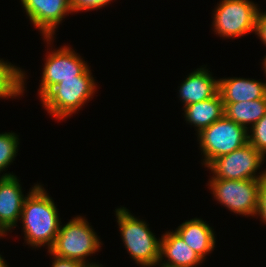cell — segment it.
I'll use <instances>...</instances> for the list:
<instances>
[{
  "instance_id": "obj_1",
  "label": "cell",
  "mask_w": 266,
  "mask_h": 267,
  "mask_svg": "<svg viewBox=\"0 0 266 267\" xmlns=\"http://www.w3.org/2000/svg\"><path fill=\"white\" fill-rule=\"evenodd\" d=\"M56 207L53 199L39 183L29 190L20 218L27 245L32 248L47 245L48 250L52 247L61 224Z\"/></svg>"
},
{
  "instance_id": "obj_2",
  "label": "cell",
  "mask_w": 266,
  "mask_h": 267,
  "mask_svg": "<svg viewBox=\"0 0 266 267\" xmlns=\"http://www.w3.org/2000/svg\"><path fill=\"white\" fill-rule=\"evenodd\" d=\"M102 243L85 217L76 216L65 225H60L54 244L48 250L57 257L71 259L87 267H103L86 258L98 252Z\"/></svg>"
},
{
  "instance_id": "obj_3",
  "label": "cell",
  "mask_w": 266,
  "mask_h": 267,
  "mask_svg": "<svg viewBox=\"0 0 266 267\" xmlns=\"http://www.w3.org/2000/svg\"><path fill=\"white\" fill-rule=\"evenodd\" d=\"M90 67L80 76L64 79L52 87L40 100L55 119L63 120L76 114L95 94L97 88Z\"/></svg>"
},
{
  "instance_id": "obj_4",
  "label": "cell",
  "mask_w": 266,
  "mask_h": 267,
  "mask_svg": "<svg viewBox=\"0 0 266 267\" xmlns=\"http://www.w3.org/2000/svg\"><path fill=\"white\" fill-rule=\"evenodd\" d=\"M115 210L120 236L135 263L141 267L158 265L161 238L157 239L145 220L134 217L126 207Z\"/></svg>"
},
{
  "instance_id": "obj_5",
  "label": "cell",
  "mask_w": 266,
  "mask_h": 267,
  "mask_svg": "<svg viewBox=\"0 0 266 267\" xmlns=\"http://www.w3.org/2000/svg\"><path fill=\"white\" fill-rule=\"evenodd\" d=\"M207 167L214 159L227 155L248 143V129L223 116L197 134Z\"/></svg>"
},
{
  "instance_id": "obj_6",
  "label": "cell",
  "mask_w": 266,
  "mask_h": 267,
  "mask_svg": "<svg viewBox=\"0 0 266 267\" xmlns=\"http://www.w3.org/2000/svg\"><path fill=\"white\" fill-rule=\"evenodd\" d=\"M259 9L250 0H220L213 12V31L228 39L254 33Z\"/></svg>"
},
{
  "instance_id": "obj_7",
  "label": "cell",
  "mask_w": 266,
  "mask_h": 267,
  "mask_svg": "<svg viewBox=\"0 0 266 267\" xmlns=\"http://www.w3.org/2000/svg\"><path fill=\"white\" fill-rule=\"evenodd\" d=\"M214 198L235 214L254 217L260 179L227 180L211 178L208 182Z\"/></svg>"
},
{
  "instance_id": "obj_8",
  "label": "cell",
  "mask_w": 266,
  "mask_h": 267,
  "mask_svg": "<svg viewBox=\"0 0 266 267\" xmlns=\"http://www.w3.org/2000/svg\"><path fill=\"white\" fill-rule=\"evenodd\" d=\"M264 160L265 156L247 143L227 155L217 157L207 168L213 173L211 178L227 180L261 179L266 175V170L259 172V175L257 170L262 167Z\"/></svg>"
},
{
  "instance_id": "obj_9",
  "label": "cell",
  "mask_w": 266,
  "mask_h": 267,
  "mask_svg": "<svg viewBox=\"0 0 266 267\" xmlns=\"http://www.w3.org/2000/svg\"><path fill=\"white\" fill-rule=\"evenodd\" d=\"M47 53L38 89L40 98L64 79L80 76L89 68L87 62L71 47L62 46Z\"/></svg>"
},
{
  "instance_id": "obj_10",
  "label": "cell",
  "mask_w": 266,
  "mask_h": 267,
  "mask_svg": "<svg viewBox=\"0 0 266 267\" xmlns=\"http://www.w3.org/2000/svg\"><path fill=\"white\" fill-rule=\"evenodd\" d=\"M31 23L49 45L57 26L66 15L72 13L70 0H20Z\"/></svg>"
},
{
  "instance_id": "obj_11",
  "label": "cell",
  "mask_w": 266,
  "mask_h": 267,
  "mask_svg": "<svg viewBox=\"0 0 266 267\" xmlns=\"http://www.w3.org/2000/svg\"><path fill=\"white\" fill-rule=\"evenodd\" d=\"M20 180L13 173L0 177V233L7 234L20 221L24 196Z\"/></svg>"
},
{
  "instance_id": "obj_12",
  "label": "cell",
  "mask_w": 266,
  "mask_h": 267,
  "mask_svg": "<svg viewBox=\"0 0 266 267\" xmlns=\"http://www.w3.org/2000/svg\"><path fill=\"white\" fill-rule=\"evenodd\" d=\"M203 261L175 231H167L161 236L160 267H197Z\"/></svg>"
},
{
  "instance_id": "obj_13",
  "label": "cell",
  "mask_w": 266,
  "mask_h": 267,
  "mask_svg": "<svg viewBox=\"0 0 266 267\" xmlns=\"http://www.w3.org/2000/svg\"><path fill=\"white\" fill-rule=\"evenodd\" d=\"M179 87V97L185 107L214 97L219 90V79H214L210 70L201 66L188 74Z\"/></svg>"
},
{
  "instance_id": "obj_14",
  "label": "cell",
  "mask_w": 266,
  "mask_h": 267,
  "mask_svg": "<svg viewBox=\"0 0 266 267\" xmlns=\"http://www.w3.org/2000/svg\"><path fill=\"white\" fill-rule=\"evenodd\" d=\"M175 232L203 260L214 250L216 243L214 229L201 218L186 220L175 229Z\"/></svg>"
},
{
  "instance_id": "obj_15",
  "label": "cell",
  "mask_w": 266,
  "mask_h": 267,
  "mask_svg": "<svg viewBox=\"0 0 266 267\" xmlns=\"http://www.w3.org/2000/svg\"><path fill=\"white\" fill-rule=\"evenodd\" d=\"M219 94L223 103H236L266 98V82L247 78L219 79Z\"/></svg>"
},
{
  "instance_id": "obj_16",
  "label": "cell",
  "mask_w": 266,
  "mask_h": 267,
  "mask_svg": "<svg viewBox=\"0 0 266 267\" xmlns=\"http://www.w3.org/2000/svg\"><path fill=\"white\" fill-rule=\"evenodd\" d=\"M183 109L186 122L197 128V134L224 116V103L219 92L208 100L189 104Z\"/></svg>"
},
{
  "instance_id": "obj_17",
  "label": "cell",
  "mask_w": 266,
  "mask_h": 267,
  "mask_svg": "<svg viewBox=\"0 0 266 267\" xmlns=\"http://www.w3.org/2000/svg\"><path fill=\"white\" fill-rule=\"evenodd\" d=\"M265 114L266 98L224 103V116L246 129L251 128Z\"/></svg>"
},
{
  "instance_id": "obj_18",
  "label": "cell",
  "mask_w": 266,
  "mask_h": 267,
  "mask_svg": "<svg viewBox=\"0 0 266 267\" xmlns=\"http://www.w3.org/2000/svg\"><path fill=\"white\" fill-rule=\"evenodd\" d=\"M25 75L20 67L0 59V98L9 99L24 95Z\"/></svg>"
},
{
  "instance_id": "obj_19",
  "label": "cell",
  "mask_w": 266,
  "mask_h": 267,
  "mask_svg": "<svg viewBox=\"0 0 266 267\" xmlns=\"http://www.w3.org/2000/svg\"><path fill=\"white\" fill-rule=\"evenodd\" d=\"M19 143V138L16 133H0V173L5 171L15 160Z\"/></svg>"
},
{
  "instance_id": "obj_20",
  "label": "cell",
  "mask_w": 266,
  "mask_h": 267,
  "mask_svg": "<svg viewBox=\"0 0 266 267\" xmlns=\"http://www.w3.org/2000/svg\"><path fill=\"white\" fill-rule=\"evenodd\" d=\"M248 143L266 156V114L248 129Z\"/></svg>"
},
{
  "instance_id": "obj_21",
  "label": "cell",
  "mask_w": 266,
  "mask_h": 267,
  "mask_svg": "<svg viewBox=\"0 0 266 267\" xmlns=\"http://www.w3.org/2000/svg\"><path fill=\"white\" fill-rule=\"evenodd\" d=\"M112 0H70L72 12L91 11L107 6Z\"/></svg>"
},
{
  "instance_id": "obj_22",
  "label": "cell",
  "mask_w": 266,
  "mask_h": 267,
  "mask_svg": "<svg viewBox=\"0 0 266 267\" xmlns=\"http://www.w3.org/2000/svg\"><path fill=\"white\" fill-rule=\"evenodd\" d=\"M254 216H260L261 221L266 224V175L260 179L258 204Z\"/></svg>"
},
{
  "instance_id": "obj_23",
  "label": "cell",
  "mask_w": 266,
  "mask_h": 267,
  "mask_svg": "<svg viewBox=\"0 0 266 267\" xmlns=\"http://www.w3.org/2000/svg\"><path fill=\"white\" fill-rule=\"evenodd\" d=\"M255 34L259 37V39H261V42L266 46V11L263 13L259 9Z\"/></svg>"
},
{
  "instance_id": "obj_24",
  "label": "cell",
  "mask_w": 266,
  "mask_h": 267,
  "mask_svg": "<svg viewBox=\"0 0 266 267\" xmlns=\"http://www.w3.org/2000/svg\"><path fill=\"white\" fill-rule=\"evenodd\" d=\"M49 254L52 256L53 262L51 267H87L86 265L82 264L81 262L65 259L55 256L54 254Z\"/></svg>"
},
{
  "instance_id": "obj_25",
  "label": "cell",
  "mask_w": 266,
  "mask_h": 267,
  "mask_svg": "<svg viewBox=\"0 0 266 267\" xmlns=\"http://www.w3.org/2000/svg\"><path fill=\"white\" fill-rule=\"evenodd\" d=\"M6 260L0 255V267H8Z\"/></svg>"
},
{
  "instance_id": "obj_26",
  "label": "cell",
  "mask_w": 266,
  "mask_h": 267,
  "mask_svg": "<svg viewBox=\"0 0 266 267\" xmlns=\"http://www.w3.org/2000/svg\"><path fill=\"white\" fill-rule=\"evenodd\" d=\"M262 65H263L262 69H264V73L266 74V56L263 59Z\"/></svg>"
},
{
  "instance_id": "obj_27",
  "label": "cell",
  "mask_w": 266,
  "mask_h": 267,
  "mask_svg": "<svg viewBox=\"0 0 266 267\" xmlns=\"http://www.w3.org/2000/svg\"><path fill=\"white\" fill-rule=\"evenodd\" d=\"M6 236V234L0 233V238Z\"/></svg>"
}]
</instances>
